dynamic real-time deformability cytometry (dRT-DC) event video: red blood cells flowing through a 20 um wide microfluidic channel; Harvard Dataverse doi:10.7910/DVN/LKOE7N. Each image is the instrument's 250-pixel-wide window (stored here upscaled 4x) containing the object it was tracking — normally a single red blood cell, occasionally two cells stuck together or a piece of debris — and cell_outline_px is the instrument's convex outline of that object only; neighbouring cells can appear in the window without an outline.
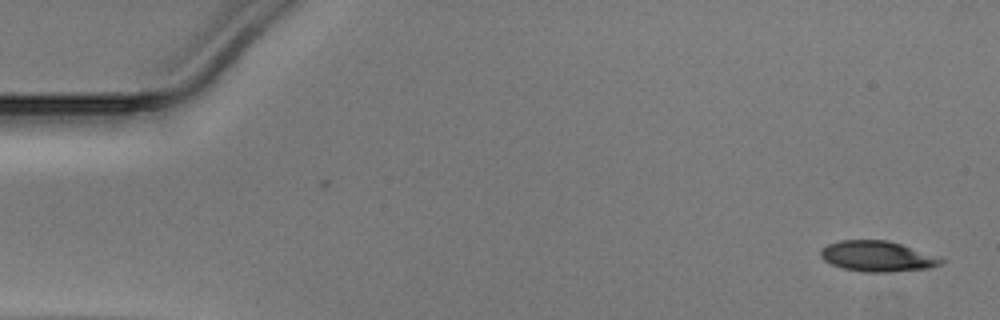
{"species": "Egyptian fruit bat (a non-hibernating species)", "species_latin": "Rousettus aegyptiacus", "temperature_condition": "warm", "stored_images_in_passage": 49, "camera_frame_rate_fps": 3000, "um_per_image_px": 0.085, "animal": {"sex": "male"}, "frame": {"image": 1, "passage_image": 1, "time_ms": 0.0, "image_size_px": [1000, 320], "cell_outline_px": [[944, 260], [940, 264], [928, 268], [888, 272], [860, 272], [844, 268], [832, 264], [824, 260], [820, 256], [820, 248], [828, 244], [840, 240], [888, 240], [940, 256]], "centroid_in_image_um": [74.57, 21.78], "position_along_channel_um": 10.4, "area_um2": 21.5}}
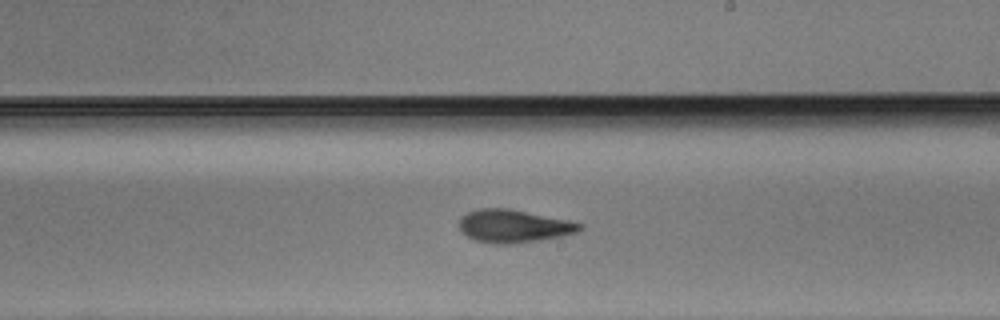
{"frame": {"image": 2, "passage_image": 28, "time_ms": 9.0, "image_size_px": [1000, 320], "cell_outline_px": [[584, 228], [576, 232], [560, 236], [536, 240], [504, 244], [476, 240], [460, 232], [460, 216], [468, 212], [480, 208], [508, 208], [568, 220], [584, 224]], "centroid_in_image_um": [43.65, 19.19], "position_along_channel_um": 245.3, "area_um2": 22.72}}
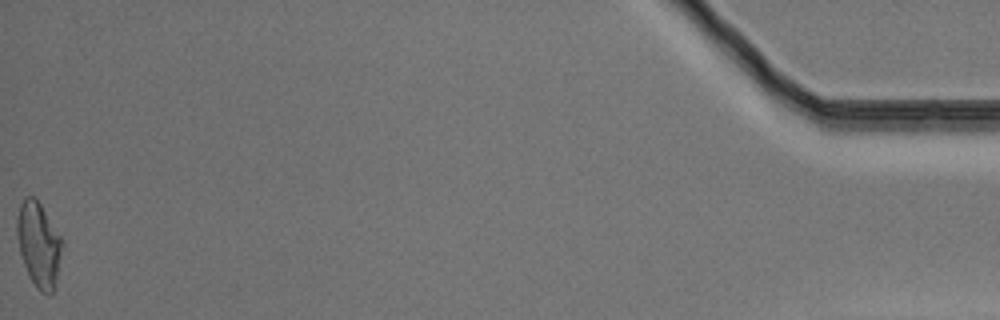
{"frame": {"image": 3, "passage_image": 49, "time_ms": 16.0, "image_size_px": [1000, 320], "cell_outline_px": [[64, 244], [52, 292], [48, 296], [40, 292], [36, 288], [24, 264], [20, 252], [16, 232], [16, 220], [20, 204], [24, 196], [36, 196], [64, 240]], "centroid_in_image_um": [3.3, 20.72], "position_along_channel_um": 431.9, "area_um2": 22.48}}